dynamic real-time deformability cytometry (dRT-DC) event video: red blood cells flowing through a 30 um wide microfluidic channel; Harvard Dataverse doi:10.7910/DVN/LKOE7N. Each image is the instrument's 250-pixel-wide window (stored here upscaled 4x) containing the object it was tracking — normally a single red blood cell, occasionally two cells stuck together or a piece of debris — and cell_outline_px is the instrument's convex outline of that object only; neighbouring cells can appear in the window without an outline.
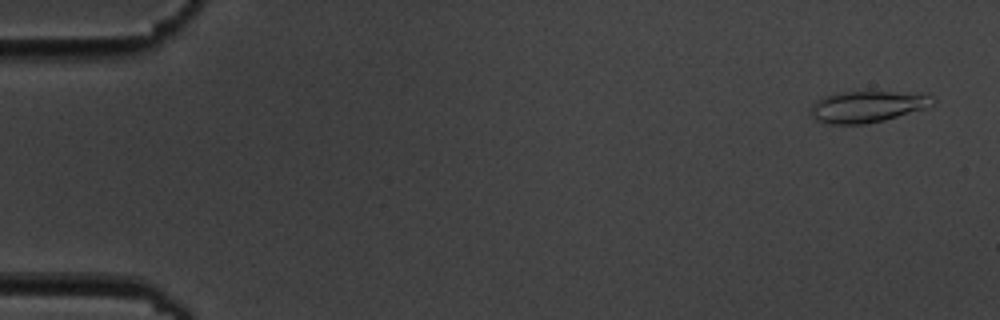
{"species": "common noctule bat (a hibernating species)", "species_latin": "Nyctalus noctula", "temperature_condition": "cold", "stored_images_in_passage": 6, "camera_frame_rate_fps": 3000, "um_per_image_px": 0.085, "animal": {"sex": "male", "body_mass_g": 19.5, "forearm_length_mm": 54.6}, "frame": {"image": 1, "passage_image": 1, "time_ms": 0.0, "image_size_px": [1000, 320], "cell_outline_px": [[936, 100], [928, 108], [884, 120], [864, 124], [828, 124], [816, 120], [812, 116], [812, 104], [816, 100], [824, 96], [840, 92], [924, 92]], "centroid_in_image_um": [73.77, 9.05], "position_along_channel_um": 11.2, "area_um2": 22.48}}